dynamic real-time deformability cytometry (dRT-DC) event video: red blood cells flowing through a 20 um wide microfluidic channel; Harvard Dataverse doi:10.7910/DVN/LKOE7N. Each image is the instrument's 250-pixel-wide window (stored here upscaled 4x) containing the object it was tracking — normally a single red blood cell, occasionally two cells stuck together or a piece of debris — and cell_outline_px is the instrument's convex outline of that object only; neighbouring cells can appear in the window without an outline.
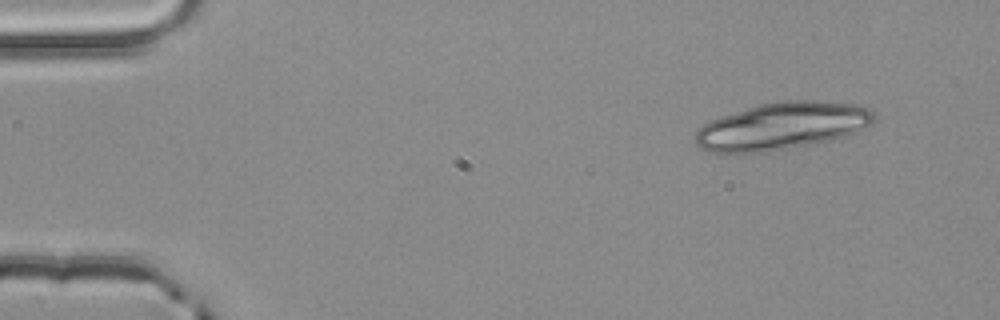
{"species": "common noctule bat (a hibernating species)", "species_latin": "Nyctalus noctula", "temperature_condition": "room temperature", "stored_images_in_passage": 3, "camera_frame_rate_fps": 3000, "um_per_image_px": 0.085, "animal": {"sex": "male", "body_mass_g": 20.4}, "frame": {"image": 1, "passage_image": 1, "time_ms": 0.0, "image_size_px": [1000, 320], "cell_outline_px": [[876, 120], [872, 124], [856, 132], [832, 140], [768, 152], [740, 156], [720, 156], [700, 148], [696, 144], [696, 132], [704, 124], [720, 116], [760, 104], [780, 100], [820, 100], [856, 104], [868, 108], [876, 112]], "centroid_in_image_um": [66.45, 10.75], "position_along_channel_um": 18.6, "area_um2": 50.52}}